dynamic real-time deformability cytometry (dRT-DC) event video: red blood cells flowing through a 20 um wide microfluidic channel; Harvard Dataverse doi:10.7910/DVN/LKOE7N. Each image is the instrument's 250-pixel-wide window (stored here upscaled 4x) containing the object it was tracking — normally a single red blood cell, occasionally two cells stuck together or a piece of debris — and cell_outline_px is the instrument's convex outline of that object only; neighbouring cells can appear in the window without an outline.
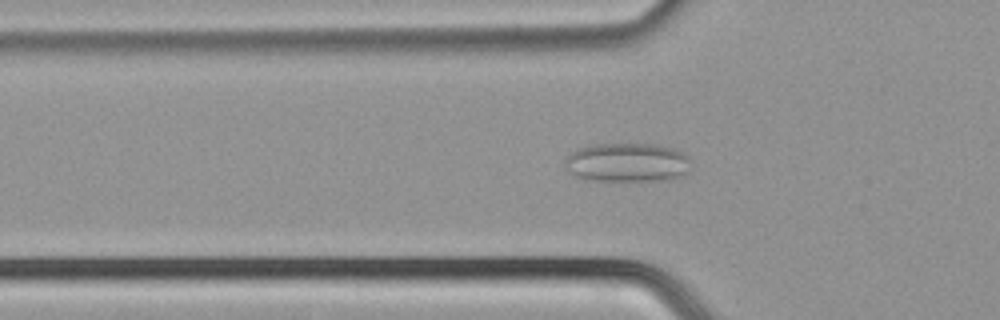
{"species": "common noctule bat (a hibernating species)", "species_latin": "Nyctalus noctula", "temperature_condition": "cold", "stored_images_in_passage": 43, "camera_frame_rate_fps": 3000, "um_per_image_px": 0.085, "animal": {"sex": "male", "body_mass_g": 21.5, "forearm_length_mm": 52.0}, "frame": {"image": 1, "passage_image": 9, "time_ms": 2.667, "image_size_px": [1000, 320], "cell_outline_px": [[692, 168], [684, 176], [668, 180], [580, 180], [568, 168], [564, 160], [572, 152], [580, 148], [596, 144], [656, 144], [676, 148], [684, 152], [688, 156]], "centroid_in_image_um": [53.41, 13.81], "position_along_channel_um": 72.4, "area_um2": 28.9}}
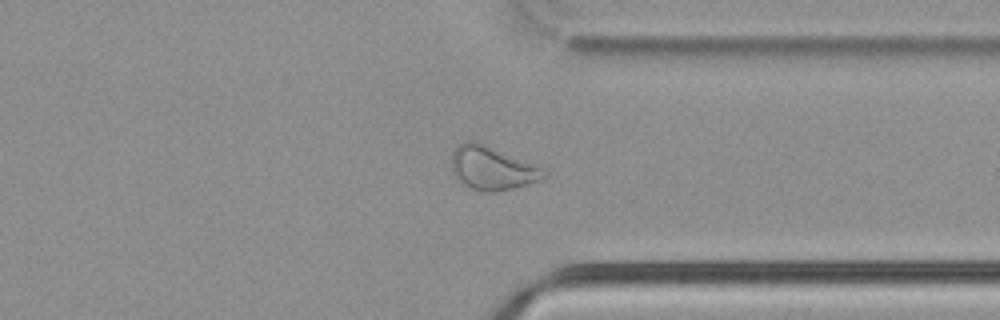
{"frame": {"image": 2, "passage_image": 31, "time_ms": 10.0, "image_size_px": [1000, 320], "cell_outline_px": [[548, 176], [540, 180], [528, 184], [496, 192], [480, 192], [464, 184], [452, 172], [452, 152], [456, 144], [464, 140], [476, 140], [540, 168], [548, 172]], "centroid_in_image_um": [41.78, 14.28], "position_along_channel_um": 369.6, "area_um2": 23.24}}
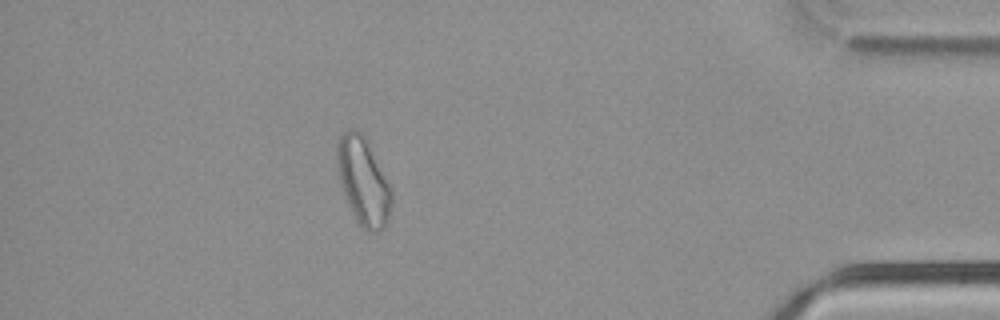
{"frame": {"image": 3, "passage_image": 37, "time_ms": 12.0, "image_size_px": [1000, 320], "cell_outline_px": [[392, 204], [388, 220], [384, 228], [380, 232], [368, 232], [356, 220], [352, 212], [336, 172], [336, 144], [340, 136], [348, 128], [356, 128], [364, 136], [392, 188]], "centroid_in_image_um": [30.87, 15.4], "position_along_channel_um": 404.3, "area_um2": 27.92}}